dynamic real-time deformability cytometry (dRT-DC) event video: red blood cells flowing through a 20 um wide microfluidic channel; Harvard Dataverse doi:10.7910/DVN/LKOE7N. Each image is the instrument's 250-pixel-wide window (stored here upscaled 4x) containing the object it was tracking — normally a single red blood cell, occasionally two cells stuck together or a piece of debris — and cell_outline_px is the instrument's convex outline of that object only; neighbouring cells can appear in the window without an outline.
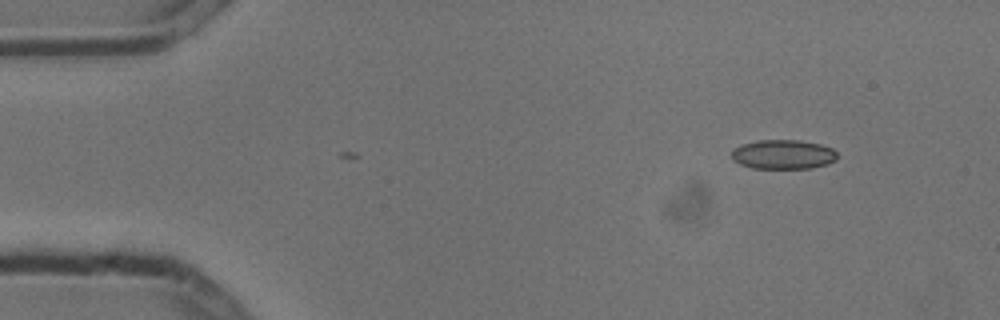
{"species": "common noctule bat (a hibernating species)", "species_latin": "Nyctalus noctula", "temperature_condition": "cold", "stored_images_in_passage": 5, "camera_frame_rate_fps": 3000, "um_per_image_px": 0.085, "animal": {"sex": "male", "body_mass_g": 13.3}, "frame": {"image": 1, "passage_image": 1, "time_ms": 0.0, "image_size_px": [1000, 320], "cell_outline_px": [[836, 160], [828, 164], [812, 168], [752, 168], [740, 164], [732, 160], [732, 152], [740, 144], [756, 140], [800, 140], [820, 144], [832, 148], [836, 152]], "centroid_in_image_um": [66.57, 13.12], "position_along_channel_um": 18.4, "area_um2": 18.15}}
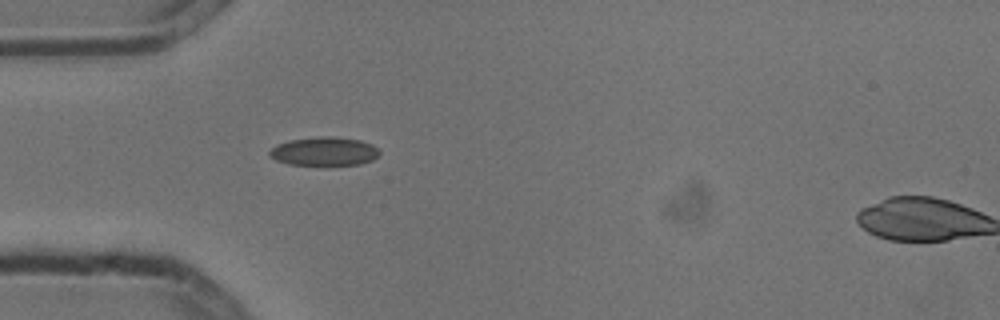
{"frame": {"image": 2, "passage_image": 4, "time_ms": 1.0, "image_size_px": [1000, 320], "cell_outline_px": [[380, 152], [372, 160], [360, 164], [288, 164], [276, 160], [268, 156], [268, 152], [276, 144], [288, 140], [320, 136], [332, 136], [360, 140], [372, 144]], "centroid_in_image_um": [27.52, 12.85], "position_along_channel_um": 57.5, "area_um2": 18.21}}